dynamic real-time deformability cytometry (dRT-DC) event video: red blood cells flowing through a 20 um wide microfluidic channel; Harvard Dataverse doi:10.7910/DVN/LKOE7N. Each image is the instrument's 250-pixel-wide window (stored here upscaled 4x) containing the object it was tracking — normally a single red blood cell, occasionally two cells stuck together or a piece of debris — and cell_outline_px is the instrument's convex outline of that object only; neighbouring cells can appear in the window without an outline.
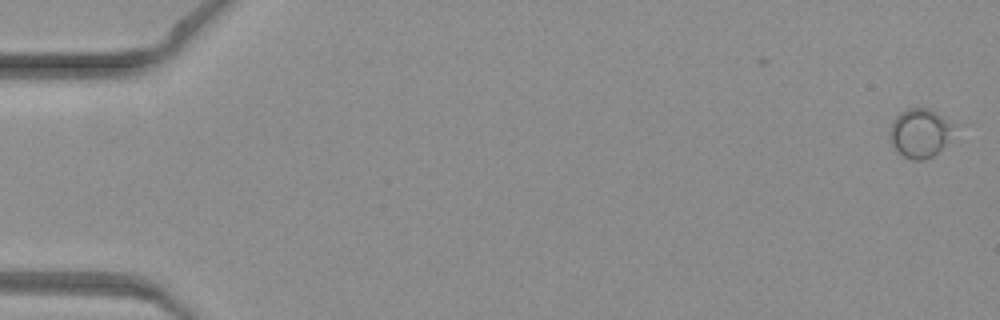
{"species": "common noctule bat (a hibernating species)", "species_latin": "Nyctalus noctula", "temperature_condition": "warm", "stored_images_in_passage": 49, "camera_frame_rate_fps": 3000, "um_per_image_px": 0.085, "animal": {"sex": "female", "body_mass_g": 19.3, "forearm_length_mm": 54.1}, "frame": {"image": 1, "passage_image": 1, "time_ms": 0.0, "image_size_px": [1000, 320], "cell_outline_px": [[960, 124], [940, 148], [932, 156], [924, 160], [912, 160], [904, 156], [892, 144], [892, 124], [896, 116], [900, 112], [908, 108], [928, 108]], "centroid_in_image_um": [78.28, 11.26], "position_along_channel_um": 6.7, "area_um2": 18.03}}
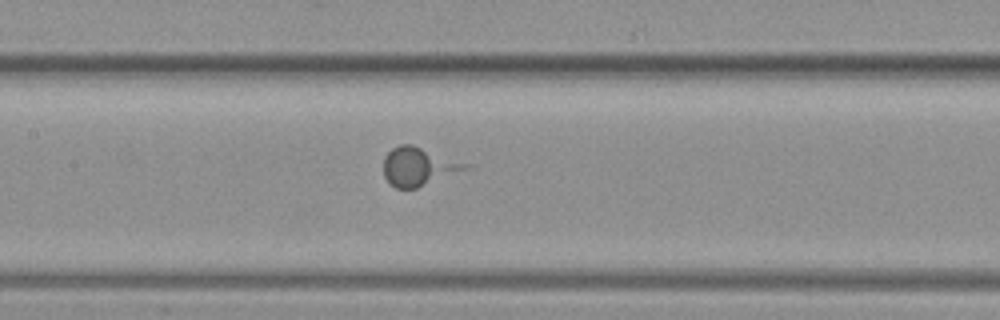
{"frame": {"image": 2, "passage_image": 25, "time_ms": 8.0, "image_size_px": [1000, 320], "cell_outline_px": [[436, 168], [416, 188], [396, 188], [384, 176], [384, 156], [392, 148], [400, 144], [412, 144], [420, 148], [436, 164]], "centroid_in_image_um": [34.63, 14.13], "position_along_channel_um": 172.8, "area_um2": 12.48}}
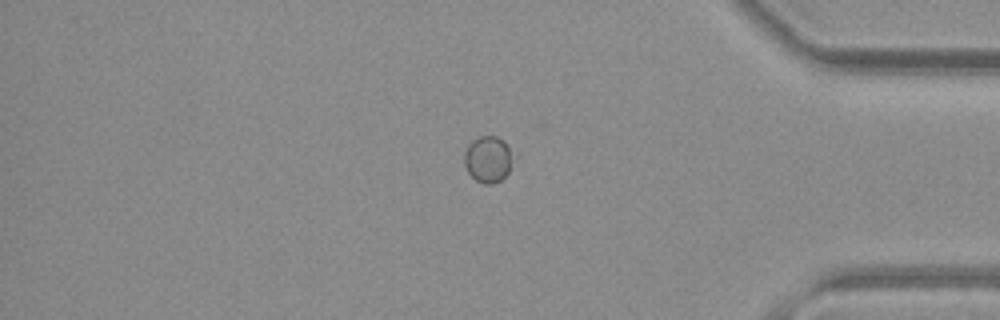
{"frame": {"image": 3, "passage_image": 43, "time_ms": 14.0, "image_size_px": [1000, 320], "cell_outline_px": [[516, 156], [508, 172], [500, 180], [492, 184], [484, 184], [476, 180], [468, 172], [464, 164], [464, 152], [468, 144], [472, 140], [480, 136], [496, 136], [504, 140]], "centroid_in_image_um": [41.51, 13.51], "position_along_channel_um": 393.7, "area_um2": 13.47}}